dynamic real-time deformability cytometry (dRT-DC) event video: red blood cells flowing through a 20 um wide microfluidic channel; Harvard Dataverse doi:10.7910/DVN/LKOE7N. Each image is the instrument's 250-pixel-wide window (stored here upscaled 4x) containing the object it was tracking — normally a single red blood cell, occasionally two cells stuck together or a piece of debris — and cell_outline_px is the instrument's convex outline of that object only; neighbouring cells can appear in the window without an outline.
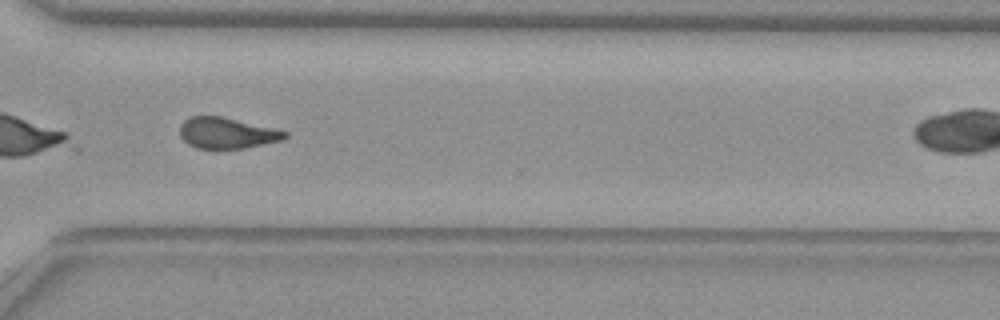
{"species": "common noctule bat (a hibernating species)", "species_latin": "Nyctalus noctula", "temperature_condition": "warm", "stored_images_in_passage": 32, "camera_frame_rate_fps": 3000, "um_per_image_px": 0.085, "animal": {"sex": "female", "body_mass_g": 29.2, "forearm_length_mm": 56.3}, "frame": {"image": 1, "passage_image": 28, "time_ms": 9.0, "image_size_px": [1000, 320], "cell_outline_px": [[288, 136], [280, 140], [264, 144], [244, 148], [196, 148], [188, 144], [180, 136], [180, 124], [188, 116], [220, 116], [288, 132]], "centroid_in_image_um": [19.23, 11.3], "position_along_channel_um": 351.4, "area_um2": 18.67}}